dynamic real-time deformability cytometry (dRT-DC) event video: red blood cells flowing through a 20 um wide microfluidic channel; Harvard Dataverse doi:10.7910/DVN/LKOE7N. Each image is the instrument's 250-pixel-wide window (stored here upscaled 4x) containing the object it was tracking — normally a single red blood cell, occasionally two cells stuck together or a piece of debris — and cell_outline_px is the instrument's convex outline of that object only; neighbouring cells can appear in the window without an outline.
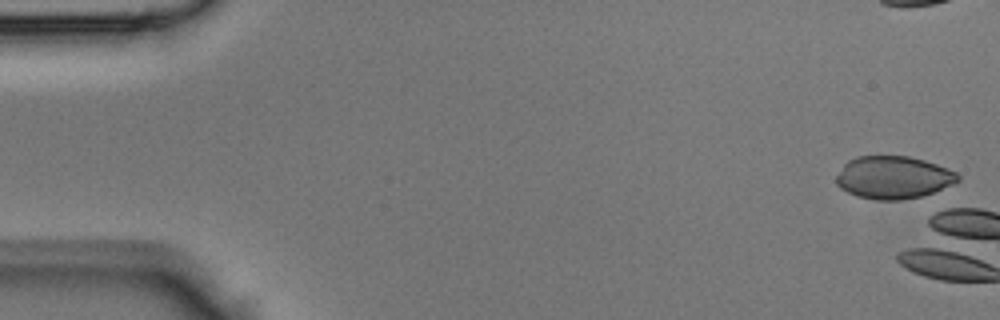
{"species": "Egyptian fruit bat (a non-hibernating species)", "species_latin": "Rousettus aegyptiacus", "temperature_condition": "room temperature", "stored_images_in_passage": 4, "camera_frame_rate_fps": 3000, "um_per_image_px": 0.085, "animal": {"sex": "male"}, "frame": {"image": 1, "passage_image": 1, "time_ms": 0.0, "image_size_px": [1000, 320], "cell_outline_px": [[960, 180], [952, 184], [924, 196], [900, 200], [876, 200], [856, 196], [840, 188], [836, 184], [836, 176], [844, 164], [848, 160], [856, 156], [908, 156], [924, 160], [948, 168], [956, 172], [960, 176]], "centroid_in_image_um": [75.92, 15.08], "position_along_channel_um": 9.1, "area_um2": 30.35}}